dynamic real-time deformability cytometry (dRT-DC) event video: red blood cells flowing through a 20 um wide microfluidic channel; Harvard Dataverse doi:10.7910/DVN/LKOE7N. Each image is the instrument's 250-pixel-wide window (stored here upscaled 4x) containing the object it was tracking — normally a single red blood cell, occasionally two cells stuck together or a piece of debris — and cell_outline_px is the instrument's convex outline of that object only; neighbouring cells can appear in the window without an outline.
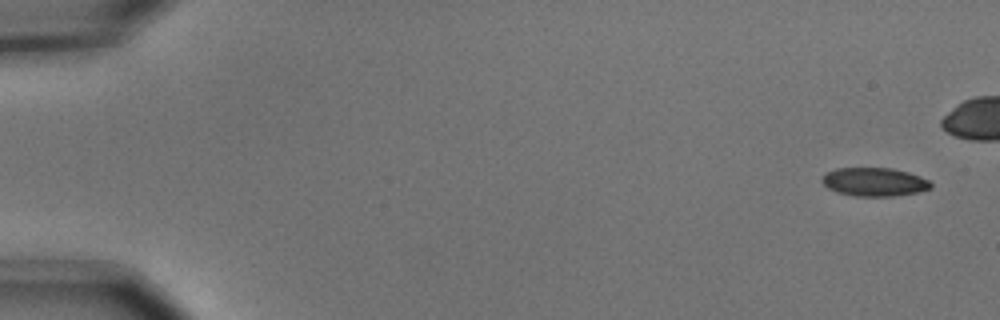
{"species": "common noctule bat (a hibernating species)", "species_latin": "Nyctalus noctula", "temperature_condition": "cold", "stored_images_in_passage": 7, "camera_frame_rate_fps": 3000, "um_per_image_px": 0.085, "animal": {"sex": "male", "body_mass_g": 15.6}, "frame": {"image": 1, "passage_image": 1, "time_ms": 0.0, "image_size_px": [1000, 320], "cell_outline_px": [[932, 188], [920, 192], [892, 196], [856, 196], [836, 192], [828, 188], [820, 180], [828, 172], [836, 168], [892, 168], [908, 172], [920, 176], [928, 180], [932, 184]], "centroid_in_image_um": [74.34, 15.46], "position_along_channel_um": 10.7, "area_um2": 18.09}}
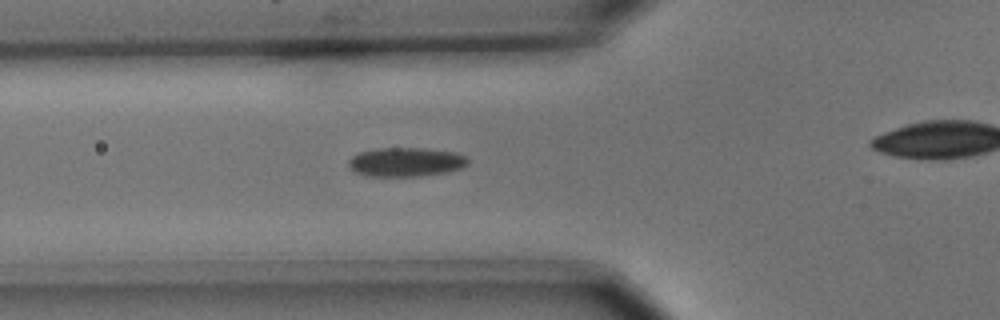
{"frame": {"image": 2, "passage_image": 6, "time_ms": 1.667, "image_size_px": [1000, 320], "cell_outline_px": [[468, 164], [464, 168], [448, 172], [420, 176], [364, 176], [348, 168], [348, 160], [352, 156], [360, 152], [376, 148], [420, 148], [456, 152], [464, 156], [468, 160]], "centroid_in_image_um": [34.49, 13.78], "position_along_channel_um": 91.3, "area_um2": 20.4}}